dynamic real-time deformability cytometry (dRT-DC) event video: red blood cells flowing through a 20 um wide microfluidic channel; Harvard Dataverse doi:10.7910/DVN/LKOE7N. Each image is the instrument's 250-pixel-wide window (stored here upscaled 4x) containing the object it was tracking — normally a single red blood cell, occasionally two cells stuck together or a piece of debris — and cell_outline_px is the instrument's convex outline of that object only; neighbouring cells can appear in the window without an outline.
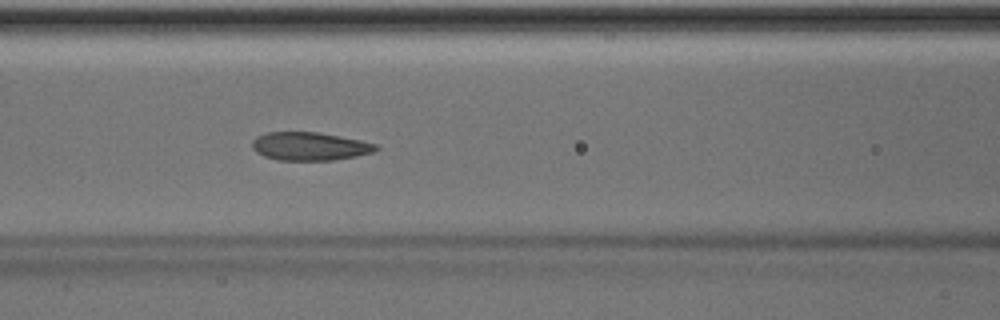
{"species": "Egyptian fruit bat (a non-hibernating species)", "species_latin": "Rousettus aegyptiacus", "temperature_condition": "room temperature", "stored_images_in_passage": 35, "camera_frame_rate_fps": 3000, "um_per_image_px": 0.085, "animal": {"sex": "male"}, "frame": {"image": 1, "passage_image": 6, "time_ms": 1.667, "image_size_px": [1000, 320], "cell_outline_px": [[380, 148], [372, 152], [356, 156], [332, 160], [276, 160], [264, 156], [256, 152], [252, 148], [252, 140], [256, 136], [268, 132], [316, 132], [340, 136], [360, 140], [376, 144]], "centroid_in_image_um": [26.29, 12.43], "position_along_channel_um": 140.3, "area_um2": 20.35}}
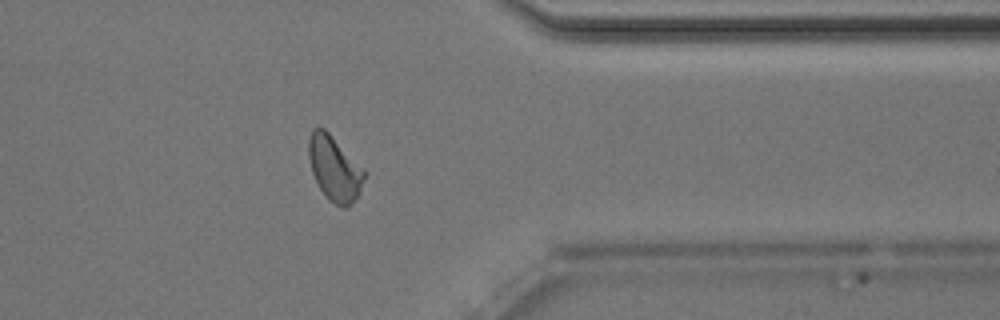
{"frame": {"image": 2, "passage_image": 25, "time_ms": 8.0, "image_size_px": [1000, 320], "cell_outline_px": [[368, 172], [360, 192], [356, 200], [348, 208], [344, 208], [328, 200], [320, 188], [312, 172], [308, 156], [308, 140], [312, 128], [324, 128]], "centroid_in_image_um": [28.46, 14.34], "position_along_channel_um": 382.9, "area_um2": 21.27}}
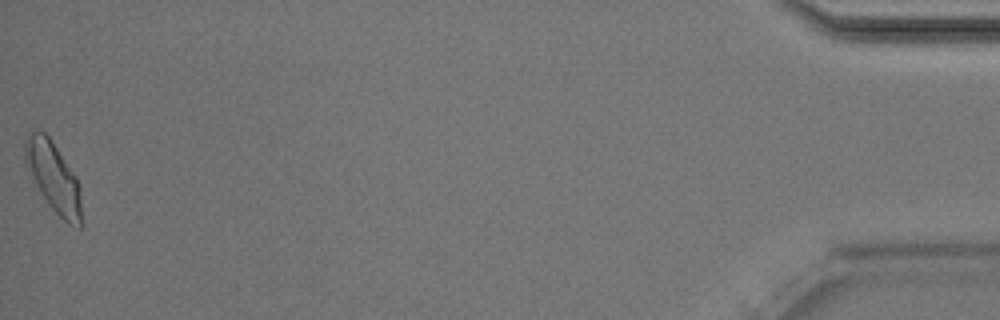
{"frame": {"image": 3, "passage_image": 35, "time_ms": 11.333, "image_size_px": [1000, 320], "cell_outline_px": [[80, 228], [68, 224], [52, 208], [28, 176], [24, 160], [24, 144], [28, 132], [44, 132], [48, 136], [76, 176], [80, 188]], "centroid_in_image_um": [4.49, 15.03], "position_along_channel_um": 430.7, "area_um2": 22.77}}